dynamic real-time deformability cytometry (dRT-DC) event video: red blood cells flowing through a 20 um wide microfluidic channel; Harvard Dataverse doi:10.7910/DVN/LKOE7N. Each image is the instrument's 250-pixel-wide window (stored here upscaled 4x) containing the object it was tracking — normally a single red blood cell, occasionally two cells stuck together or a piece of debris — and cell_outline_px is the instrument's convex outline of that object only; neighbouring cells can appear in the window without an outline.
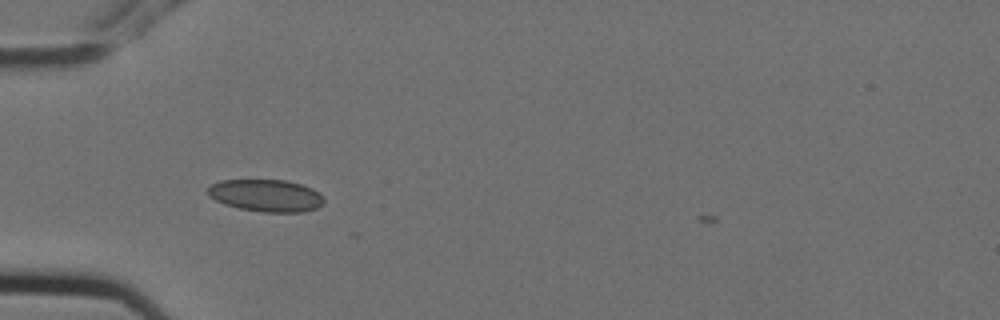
{"species": "Egyptian fruit bat (a non-hibernating species)", "species_latin": "Rousettus aegyptiacus", "temperature_condition": "cold", "stored_images_in_passage": 2, "camera_frame_rate_fps": 3000, "um_per_image_px": 0.085, "animal": {"sex": "female"}, "frame": {"image": 1, "passage_image": 2, "time_ms": 0.333, "image_size_px": [1000, 320], "cell_outline_px": [[324, 204], [316, 208], [304, 212], [264, 212], [240, 208], [224, 204], [208, 196], [208, 188], [212, 184], [220, 180], [284, 180], [300, 184], [312, 188], [324, 196]], "centroid_in_image_um": [22.64, 16.62], "position_along_channel_um": 62.4, "area_um2": 21.79}}